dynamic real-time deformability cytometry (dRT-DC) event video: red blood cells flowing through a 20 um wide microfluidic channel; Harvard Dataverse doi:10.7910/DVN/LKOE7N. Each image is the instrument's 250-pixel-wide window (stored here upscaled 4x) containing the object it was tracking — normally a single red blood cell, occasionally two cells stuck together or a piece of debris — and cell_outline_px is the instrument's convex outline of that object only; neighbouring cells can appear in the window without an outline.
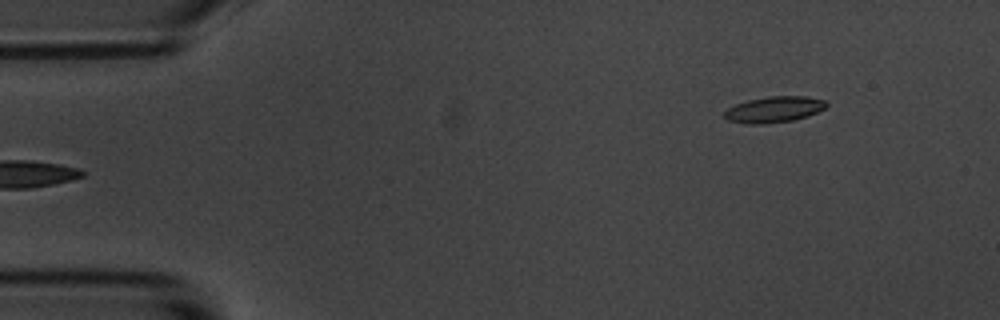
{"species": "common noctule bat (a hibernating species)", "species_latin": "Nyctalus noctula", "temperature_condition": "room temperature", "stored_images_in_passage": 5, "camera_frame_rate_fps": 3000, "um_per_image_px": 0.085, "animal": {"sex": "male", "body_mass_g": 20.1, "forearm_length_mm": 53.5}, "frame": {"image": 1, "passage_image": 5, "time_ms": 5.667, "image_size_px": [1000, 320], "cell_outline_px": [[828, 104], [824, 108], [808, 116], [792, 120], [764, 124], [748, 124], [728, 120], [724, 116], [724, 112], [728, 108], [736, 104], [748, 100], [768, 96], [804, 96], [824, 100]], "centroid_in_image_um": [65.78, 9.3], "position_along_channel_um": 19.2, "area_um2": 15.32}}